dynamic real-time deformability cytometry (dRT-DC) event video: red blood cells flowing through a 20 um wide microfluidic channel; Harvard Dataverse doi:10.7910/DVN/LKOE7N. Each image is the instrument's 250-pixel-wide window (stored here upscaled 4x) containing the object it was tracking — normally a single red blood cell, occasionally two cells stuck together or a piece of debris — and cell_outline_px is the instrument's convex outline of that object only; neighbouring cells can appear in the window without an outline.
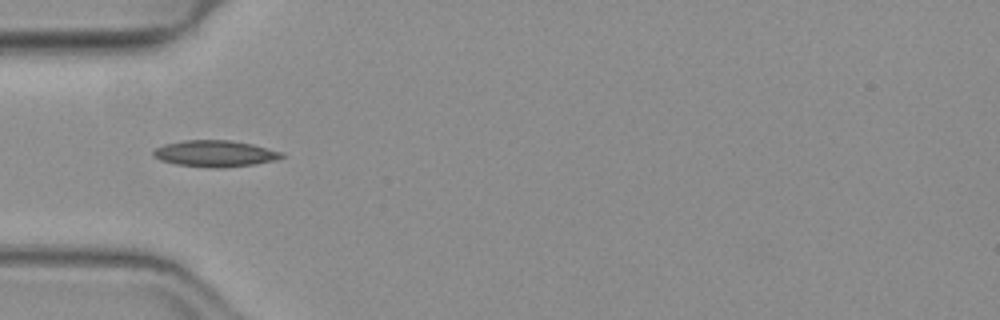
{"species": "common noctule bat (a hibernating species)", "species_latin": "Nyctalus noctula", "temperature_condition": "warm", "stored_images_in_passage": 36, "camera_frame_rate_fps": 3000, "um_per_image_px": 0.085, "animal": {"sex": "female", "body_mass_g": 19.3, "forearm_length_mm": 54.1}, "frame": {"image": 1, "passage_image": 1, "time_ms": 0.0, "image_size_px": [1000, 320], "cell_outline_px": [[284, 156], [276, 160], [256, 164], [224, 168], [208, 168], [176, 164], [160, 160], [152, 156], [152, 152], [156, 148], [164, 144], [184, 140], [228, 140], [252, 144], [284, 152]], "centroid_in_image_um": [18.28, 13.06], "position_along_channel_um": 66.7, "area_um2": 19.94}}
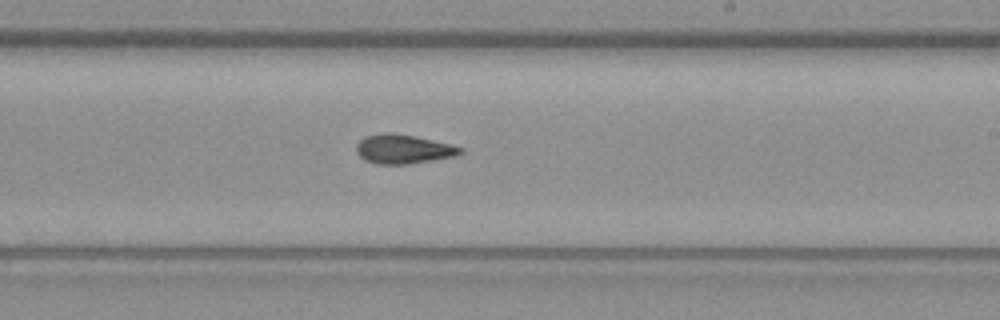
{"frame": {"image": 2, "passage_image": 15, "time_ms": 4.667, "image_size_px": [1000, 320], "cell_outline_px": [[464, 152], [456, 156], [436, 160], [408, 164], [376, 164], [364, 160], [356, 152], [356, 144], [364, 136], [384, 132], [392, 132], [416, 136], [452, 144], [464, 148]], "centroid_in_image_um": [34.3, 12.67], "position_along_channel_um": 254.7, "area_um2": 18.09}}
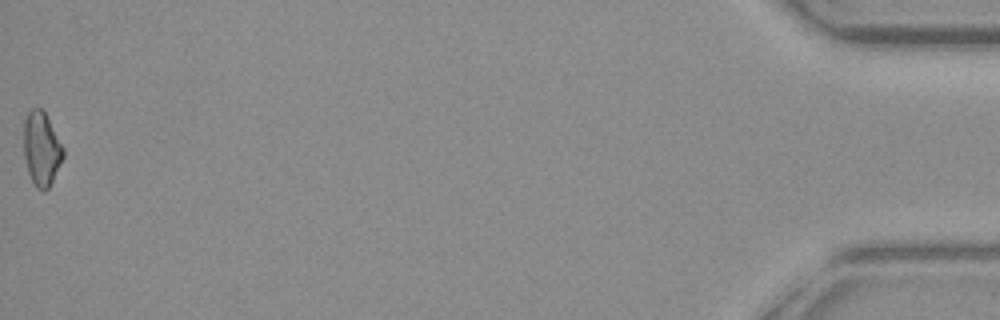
{"frame": {"image": 3, "passage_image": 36, "time_ms": 11.667, "image_size_px": [1000, 320], "cell_outline_px": [[64, 156], [48, 188], [44, 192], [36, 188], [28, 172], [24, 156], [24, 120], [28, 112], [32, 108], [40, 108], [44, 112], [64, 148]], "centroid_in_image_um": [3.52, 12.66], "position_along_channel_um": 431.7, "area_um2": 16.76}, "authors_computed_cell_mechanics": {"area_um2": 17.34, "velocity_mm_per_s": 4.0275, "shape_relaxation_time_tau1_ms": 6.8609, "shape_relaxation_time_tau2_ms": 4.4113, "deformation_change_tau1": 0.1845, "deformation_change_tau2": 0.1155}}